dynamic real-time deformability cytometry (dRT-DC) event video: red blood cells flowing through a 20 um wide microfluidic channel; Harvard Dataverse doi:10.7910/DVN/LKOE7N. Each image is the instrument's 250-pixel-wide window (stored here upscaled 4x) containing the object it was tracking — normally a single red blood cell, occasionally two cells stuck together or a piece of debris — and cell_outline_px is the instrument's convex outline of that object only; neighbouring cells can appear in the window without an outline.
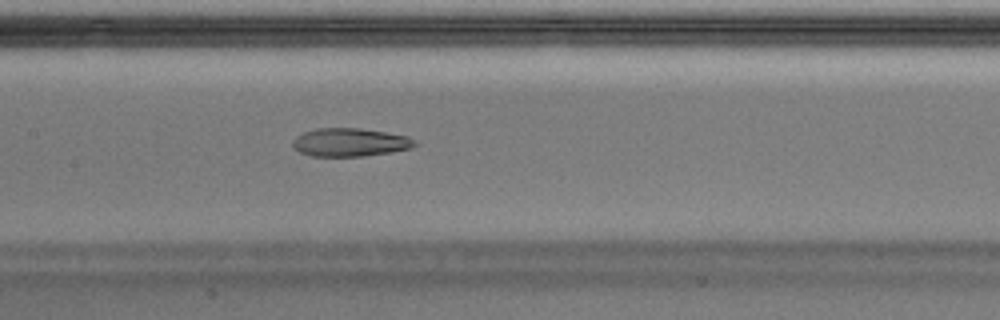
{"species": "Egyptian fruit bat (a non-hibernating species)", "species_latin": "Rousettus aegyptiacus", "temperature_condition": "warm", "stored_images_in_passage": 50, "camera_frame_rate_fps": 3000, "um_per_image_px": 0.085, "animal": {"sex": "male"}, "frame": {"image": 1, "passage_image": 24, "time_ms": 7.667, "image_size_px": [1000, 320], "cell_outline_px": [[420, 144], [412, 148], [392, 152], [364, 156], [312, 156], [300, 152], [292, 144], [292, 140], [296, 136], [304, 132], [316, 128], [360, 128], [408, 136], [416, 140]], "centroid_in_image_um": [29.79, 12.09], "position_along_channel_um": 177.6, "area_um2": 20.23}}
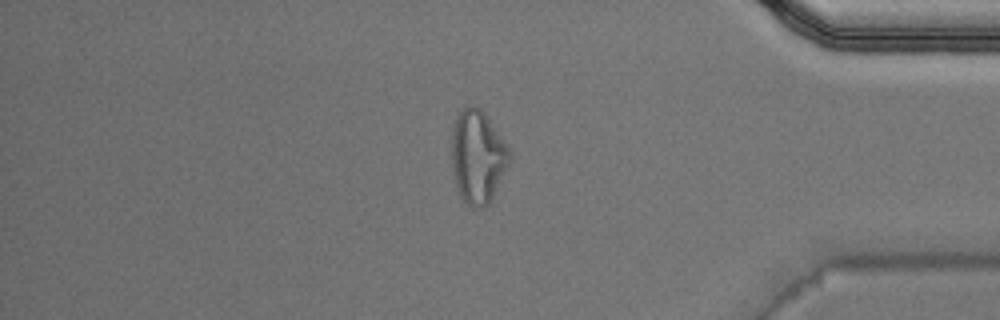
{"frame": {"image": 2, "passage_image": 42, "time_ms": 13.667, "image_size_px": [1000, 320], "cell_outline_px": [[512, 156], [508, 168], [488, 204], [484, 208], [472, 208], [464, 200], [456, 184], [452, 164], [452, 124], [456, 116], [468, 104], [472, 104], [480, 108], [484, 112], [508, 148]], "centroid_in_image_um": [40.6, 13.3], "position_along_channel_um": 394.6, "area_um2": 31.21}}
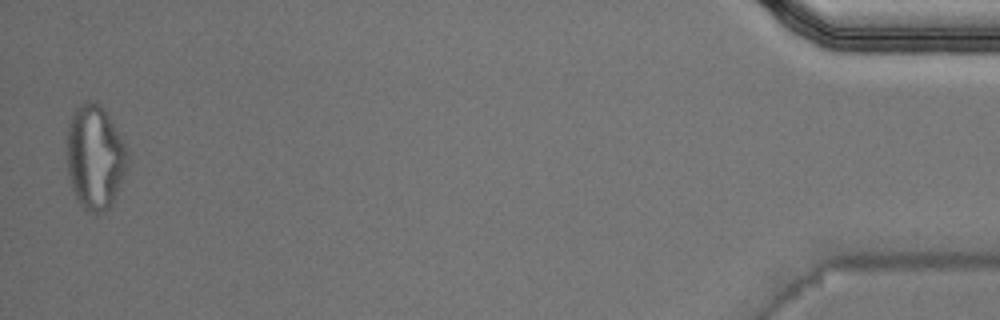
{"frame": {"image": 3, "passage_image": 49, "time_ms": 16.0, "image_size_px": [1000, 320], "cell_outline_px": [[132, 160], [112, 204], [104, 212], [96, 216], [84, 208], [76, 200], [68, 176], [68, 128], [72, 116], [76, 108], [80, 104], [88, 100], [92, 100], [100, 104], [104, 108], [124, 140]], "centroid_in_image_um": [8.13, 13.39], "position_along_channel_um": 427.1, "area_um2": 37.57}, "authors_computed_cell_mechanics": {"area_um2": 21.7906, "velocity_mm_per_s": 4.0538, "shape_relaxation_time_tau1_ms": null, "shape_relaxation_time_tau2_ms": 2.3003, "deformation_change_tau1": null, "deformation_change_tau2": 0.1087}}